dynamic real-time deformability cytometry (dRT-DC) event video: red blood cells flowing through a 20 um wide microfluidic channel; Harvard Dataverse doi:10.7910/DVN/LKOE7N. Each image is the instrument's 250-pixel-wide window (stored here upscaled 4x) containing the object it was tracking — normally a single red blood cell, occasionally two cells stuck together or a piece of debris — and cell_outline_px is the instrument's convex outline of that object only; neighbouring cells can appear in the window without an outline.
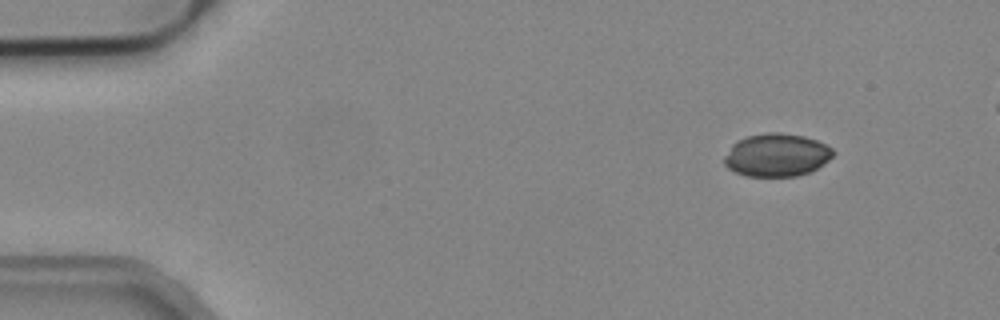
{"species": "common noctule bat (a hibernating species)", "species_latin": "Nyctalus noctula", "temperature_condition": "cold", "stored_images_in_passage": 6, "camera_frame_rate_fps": 3000, "um_per_image_px": 0.085, "animal": {"sex": "male", "body_mass_g": 19.2, "forearm_length_mm": 51.8}, "frame": {"image": 1, "passage_image": 1, "time_ms": 0.0, "image_size_px": [1000, 320], "cell_outline_px": [[836, 152], [828, 160], [816, 168], [808, 172], [796, 176], [744, 176], [728, 168], [724, 164], [724, 156], [732, 144], [748, 136], [768, 132], [780, 132], [804, 136], [816, 140], [832, 148]], "centroid_in_image_um": [66.0, 13.17], "position_along_channel_um": 19.0, "area_um2": 27.11}}